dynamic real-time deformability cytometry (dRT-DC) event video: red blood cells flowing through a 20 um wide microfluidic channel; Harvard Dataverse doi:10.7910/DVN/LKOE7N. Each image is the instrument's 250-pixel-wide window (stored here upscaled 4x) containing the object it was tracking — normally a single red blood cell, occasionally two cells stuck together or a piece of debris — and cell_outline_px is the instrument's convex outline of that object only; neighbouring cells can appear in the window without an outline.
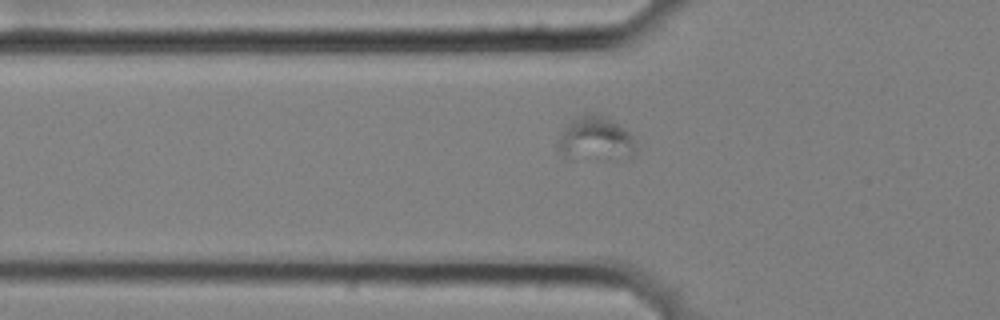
{"species": "common noctule bat (a hibernating species)", "species_latin": "Nyctalus noctula", "temperature_condition": "cold", "stored_images_in_passage": 3, "camera_frame_rate_fps": 3000, "um_per_image_px": 0.085, "animal": {"sex": "female", "body_mass_g": 25.1}, "frame": {"image": 1, "passage_image": 3, "time_ms": 0.667, "image_size_px": [1000, 320], "cell_outline_px": [[636, 148], [632, 156], [564, 156], [560, 152], [556, 144], [556, 140], [572, 116], [584, 112], [592, 112], [608, 116], [628, 132], [636, 140]], "centroid_in_image_um": [50.57, 11.67], "position_along_channel_um": 75.2, "area_um2": 19.65}}